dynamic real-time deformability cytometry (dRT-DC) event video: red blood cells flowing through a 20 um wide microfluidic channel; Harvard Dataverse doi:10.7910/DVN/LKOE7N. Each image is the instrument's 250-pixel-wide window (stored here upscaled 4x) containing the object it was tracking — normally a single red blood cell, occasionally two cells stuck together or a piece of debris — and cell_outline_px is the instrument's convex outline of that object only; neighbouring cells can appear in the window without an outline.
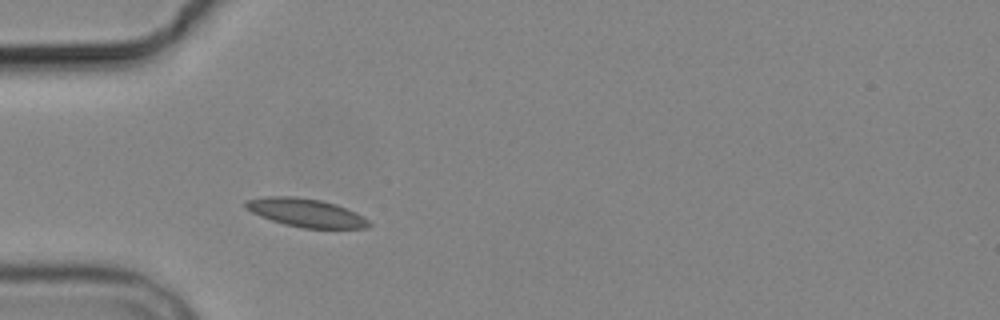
{"species": "common noctule bat (a hibernating species)", "species_latin": "Nyctalus noctula", "temperature_condition": "cold", "stored_images_in_passage": 3, "camera_frame_rate_fps": 3000, "um_per_image_px": 0.085, "animal": {"sex": "male", "body_mass_g": 19.2, "forearm_length_mm": 51.8}, "frame": {"image": 1, "passage_image": 3, "time_ms": 2.333, "image_size_px": [1000, 320], "cell_outline_px": [[372, 224], [364, 228], [300, 228], [284, 224], [260, 216], [244, 208], [244, 200], [264, 196], [292, 196], [320, 200], [336, 204], [356, 212], [364, 216]], "centroid_in_image_um": [25.97, 18.07], "position_along_channel_um": 59.0, "area_um2": 20.46}}